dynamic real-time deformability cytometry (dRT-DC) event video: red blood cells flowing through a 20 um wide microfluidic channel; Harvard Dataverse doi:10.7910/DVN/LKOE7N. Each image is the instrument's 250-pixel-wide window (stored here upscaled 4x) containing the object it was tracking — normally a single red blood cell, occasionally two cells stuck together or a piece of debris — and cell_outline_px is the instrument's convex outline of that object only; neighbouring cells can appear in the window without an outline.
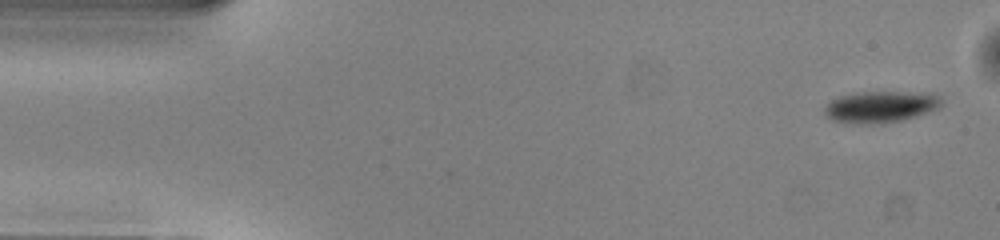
{"species": "common noctule bat (a hibernating species)", "species_latin": "Nyctalus noctula", "temperature_condition": "warm", "stored_images_in_passage": 25, "camera_frame_rate_fps": 3000, "um_per_image_px": 0.085, "animal": {"sex": "male", "body_mass_g": 13.0, "forearm_length_mm": 53.1}, "frame": {"image": 1, "passage_image": 1, "time_ms": 0.0, "image_size_px": [1000, 240], "cell_outline_px": [[944, 104], [940, 108], [916, 116], [900, 120], [872, 124], [848, 124], [832, 120], [824, 112], [824, 108], [832, 100], [840, 96], [856, 92], [932, 92], [940, 96], [944, 100]], "centroid_in_image_um": [74.91, 9.07], "position_along_channel_um": 10.1, "area_um2": 21.79}}
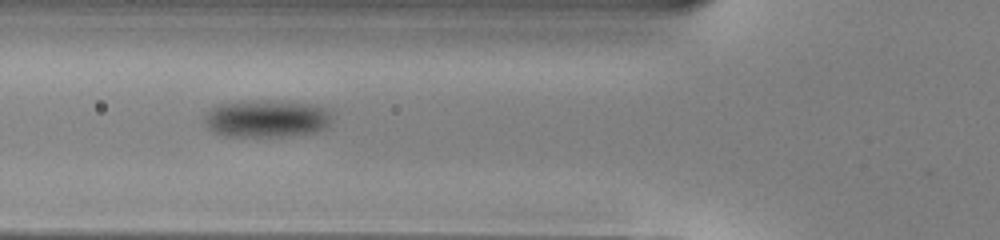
{"frame": {"image": 2, "passage_image": 17, "time_ms": 5.333, "image_size_px": [1000, 240], "cell_outline_px": [[332, 120], [324, 128], [312, 132], [280, 136], [228, 136], [216, 132], [208, 128], [204, 120], [216, 108], [224, 104], [304, 104], [324, 108]], "centroid_in_image_um": [22.69, 10.17], "position_along_channel_um": 103.1, "area_um2": 25.2}}
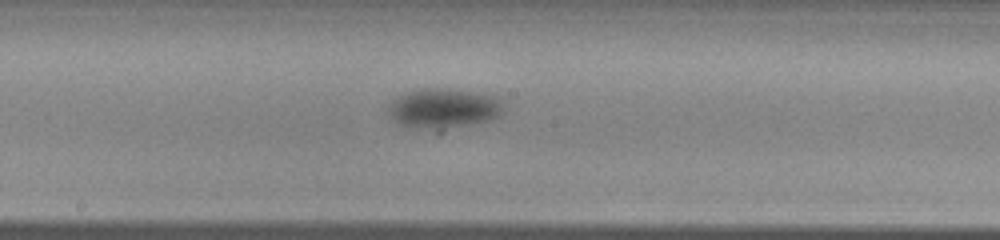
{"frame": {"image": 3, "passage_image": 25, "time_ms": 8.0, "image_size_px": [1000, 240], "cell_outline_px": [[500, 116], [440, 132], [416, 128], [404, 124], [396, 120], [388, 112], [392, 104], [400, 96], [408, 92], [460, 92], [484, 96], [496, 100], [500, 104]], "centroid_in_image_um": [37.65, 9.34], "position_along_channel_um": 210.5, "area_um2": 24.33}}